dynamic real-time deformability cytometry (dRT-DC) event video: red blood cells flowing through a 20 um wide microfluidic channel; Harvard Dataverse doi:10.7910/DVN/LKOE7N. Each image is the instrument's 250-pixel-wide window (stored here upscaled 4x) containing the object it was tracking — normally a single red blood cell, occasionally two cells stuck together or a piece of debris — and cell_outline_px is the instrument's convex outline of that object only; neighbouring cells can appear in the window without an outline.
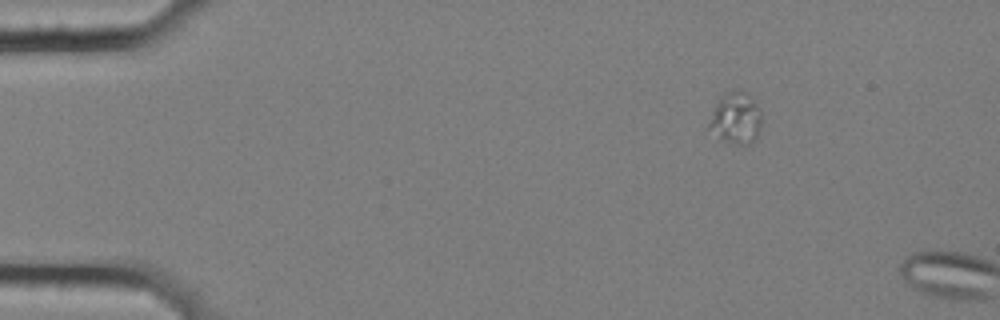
{"species": "common noctule bat (a hibernating species)", "species_latin": "Nyctalus noctula", "temperature_condition": "cold", "stored_images_in_passage": 3, "camera_frame_rate_fps": 3000, "um_per_image_px": 0.085, "animal": {"sex": "female", "body_mass_g": 25.1}, "frame": {"image": 1, "passage_image": 1, "time_ms": 0.0, "image_size_px": [1000, 320], "cell_outline_px": [[760, 128], [756, 136], [748, 144], [744, 144], [720, 140], [708, 128], [708, 124], [716, 100], [724, 92], [748, 92], [760, 108]], "centroid_in_image_um": [62.51, 10.02], "position_along_channel_um": 22.5, "area_um2": 15.66}}